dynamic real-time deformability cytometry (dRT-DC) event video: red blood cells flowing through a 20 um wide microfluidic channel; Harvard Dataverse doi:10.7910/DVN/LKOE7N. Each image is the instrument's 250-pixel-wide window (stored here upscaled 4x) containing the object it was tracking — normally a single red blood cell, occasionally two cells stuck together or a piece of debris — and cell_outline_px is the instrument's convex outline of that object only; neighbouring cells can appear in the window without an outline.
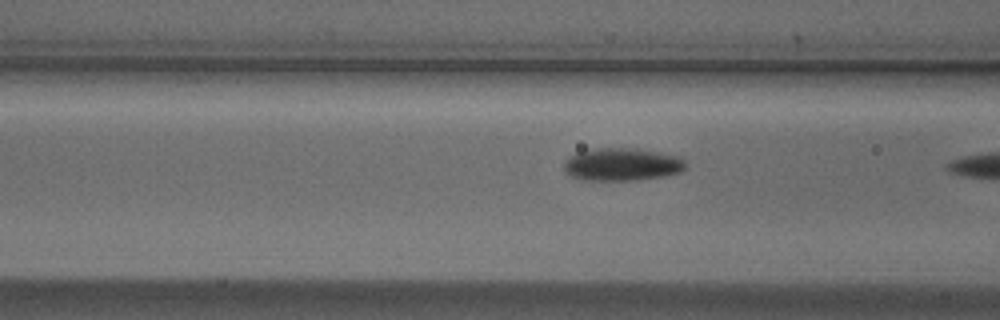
{"species": "Egyptian fruit bat (a non-hibernating species)", "species_latin": "Rousettus aegyptiacus", "temperature_condition": "cold", "stored_images_in_passage": 17, "camera_frame_rate_fps": 3000, "um_per_image_px": 0.085, "animal": {"sex": "male"}, "frame": {"image": 1, "passage_image": 16, "time_ms": 5.0, "image_size_px": [1000, 320], "cell_outline_px": [[684, 168], [680, 172], [664, 176], [640, 180], [588, 180], [572, 176], [564, 172], [564, 164], [568, 156], [592, 148], [632, 148], [680, 156], [684, 160]], "centroid_in_image_um": [52.86, 13.97], "position_along_channel_um": 113.7, "area_um2": 23.12}}